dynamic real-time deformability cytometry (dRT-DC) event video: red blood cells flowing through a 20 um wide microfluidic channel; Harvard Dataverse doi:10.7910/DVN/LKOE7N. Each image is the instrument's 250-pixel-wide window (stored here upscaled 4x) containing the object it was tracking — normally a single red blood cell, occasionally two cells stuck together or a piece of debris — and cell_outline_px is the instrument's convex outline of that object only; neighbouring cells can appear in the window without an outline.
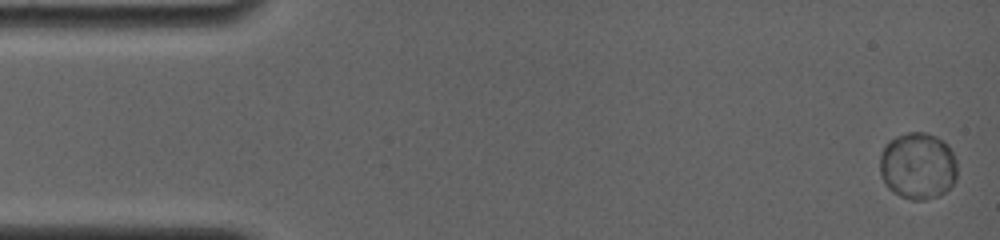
{"species": "common noctule bat (a hibernating species)", "species_latin": "Nyctalus noctula", "temperature_condition": "room temperature", "stored_images_in_passage": 51, "camera_frame_rate_fps": 4000, "um_per_image_px": 0.085, "animal": {"sex": "female", "body_mass_g": 19.0, "forearm_length_mm": 56.7}, "frame": {"image": 1, "passage_image": 1, "time_ms": 0.0, "image_size_px": [1000, 240], "cell_outline_px": [[956, 180], [940, 196], [924, 200], [912, 200], [900, 196], [892, 192], [888, 188], [880, 172], [880, 156], [888, 140], [908, 132], [924, 132], [936, 136], [944, 140], [948, 144], [956, 160]], "centroid_in_image_um": [78.02, 14.1], "position_along_channel_um": 7.0, "area_um2": 30.29}}
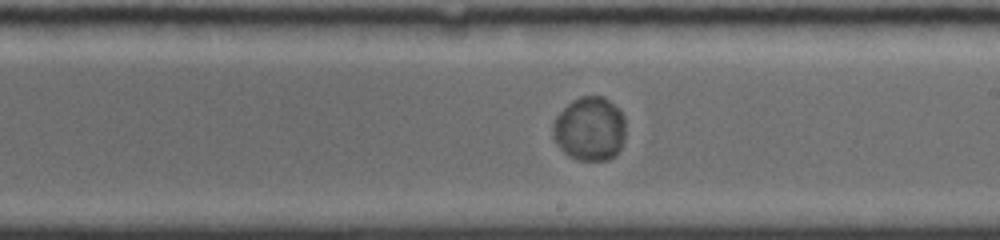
{"frame": {"image": 2, "passage_image": 22, "time_ms": 9.75, "image_size_px": [1000, 240], "cell_outline_px": [[624, 140], [620, 148], [608, 160], [580, 160], [568, 156], [560, 148], [552, 136], [552, 120], [572, 100], [580, 96], [604, 96], [624, 116]], "centroid_in_image_um": [50.09, 10.95], "position_along_channel_um": 238.9, "area_um2": 27.05}}
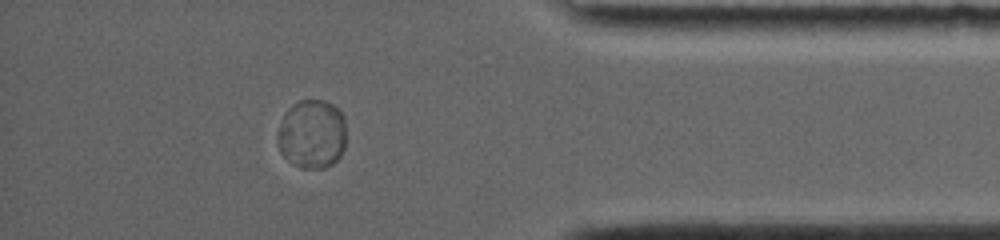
{"frame": {"image": 3, "passage_image": 43, "time_ms": 14.75, "image_size_px": [1000, 240], "cell_outline_px": [[344, 148], [340, 156], [332, 164], [324, 168], [300, 168], [288, 160], [280, 152], [276, 140], [276, 132], [284, 112], [292, 104], [300, 100], [324, 100], [332, 104], [344, 116]], "centroid_in_image_um": [26.47, 11.39], "position_along_channel_um": 408.7, "area_um2": 27.86}, "authors_computed_cell_mechanics": {"area_um2": 27.5128, "velocity_mm_per_s": 3.672, "shape_relaxation_time_tau1_ms": 1.1504, "shape_relaxation_time_tau2_ms": null, "deformation_change_tau1": 0.008, "deformation_change_tau2": null}}